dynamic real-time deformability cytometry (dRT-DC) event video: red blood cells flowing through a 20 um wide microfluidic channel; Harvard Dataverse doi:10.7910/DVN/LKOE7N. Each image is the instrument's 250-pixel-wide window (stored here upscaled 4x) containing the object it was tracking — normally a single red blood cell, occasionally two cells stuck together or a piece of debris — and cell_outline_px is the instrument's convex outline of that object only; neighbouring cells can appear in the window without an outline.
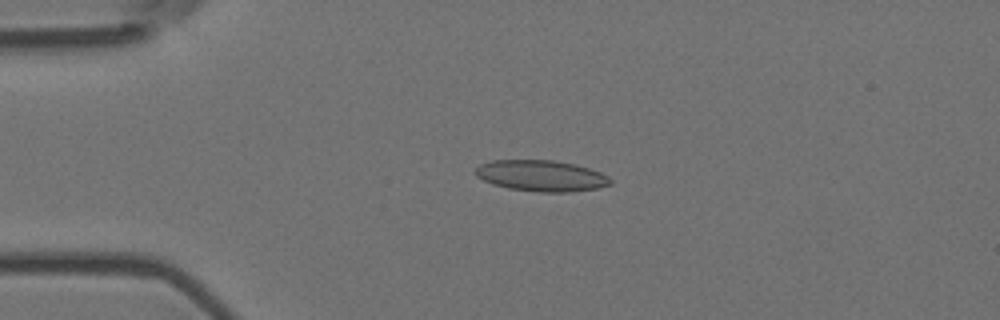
{"species": "Egyptian fruit bat (a non-hibernating species)", "species_latin": "Rousettus aegyptiacus", "temperature_condition": "room temperature", "stored_images_in_passage": 4, "camera_frame_rate_fps": 3000, "um_per_image_px": 0.085, "animal": {"sex": "female"}, "frame": {"image": 1, "passage_image": 3, "time_ms": 0.667, "image_size_px": [1000, 320], "cell_outline_px": [[612, 184], [596, 188], [568, 192], [540, 192], [508, 188], [492, 184], [476, 176], [476, 168], [480, 164], [492, 160], [552, 160], [572, 164], [588, 168], [600, 172], [608, 176], [612, 180]], "centroid_in_image_um": [46.0, 14.94], "position_along_channel_um": 39.0, "area_um2": 24.28}}